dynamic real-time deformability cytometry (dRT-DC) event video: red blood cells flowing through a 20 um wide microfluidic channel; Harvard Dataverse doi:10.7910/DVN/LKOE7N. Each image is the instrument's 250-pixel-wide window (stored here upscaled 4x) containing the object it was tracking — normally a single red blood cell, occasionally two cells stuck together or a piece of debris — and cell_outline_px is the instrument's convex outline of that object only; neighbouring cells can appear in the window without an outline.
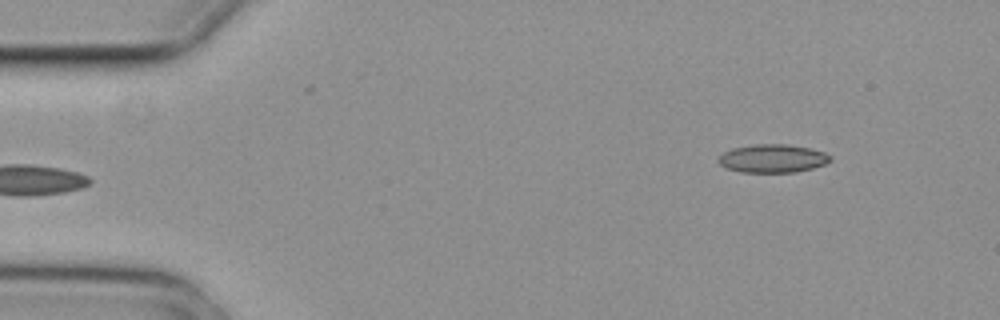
{"species": "common noctule bat (a hibernating species)", "species_latin": "Nyctalus noctula", "temperature_condition": "cold", "stored_images_in_passage": 6, "segment_of_instrument_passage": [2, 2], "camera_frame_rate_fps": 3000, "um_per_image_px": 0.085, "animal": {"sex": "female", "body_mass_g": 29.2, "forearm_length_mm": 56.3}, "frame": {"image": 1, "passage_image": 6, "time_ms": 1.667, "image_size_px": [1000, 320], "cell_outline_px": [[832, 160], [824, 164], [812, 168], [796, 172], [740, 172], [724, 168], [716, 160], [724, 152], [732, 148], [756, 144], [788, 144], [808, 148], [824, 152], [832, 156]], "centroid_in_image_um": [65.65, 13.47], "position_along_channel_um": 19.3, "area_um2": 18.5}}